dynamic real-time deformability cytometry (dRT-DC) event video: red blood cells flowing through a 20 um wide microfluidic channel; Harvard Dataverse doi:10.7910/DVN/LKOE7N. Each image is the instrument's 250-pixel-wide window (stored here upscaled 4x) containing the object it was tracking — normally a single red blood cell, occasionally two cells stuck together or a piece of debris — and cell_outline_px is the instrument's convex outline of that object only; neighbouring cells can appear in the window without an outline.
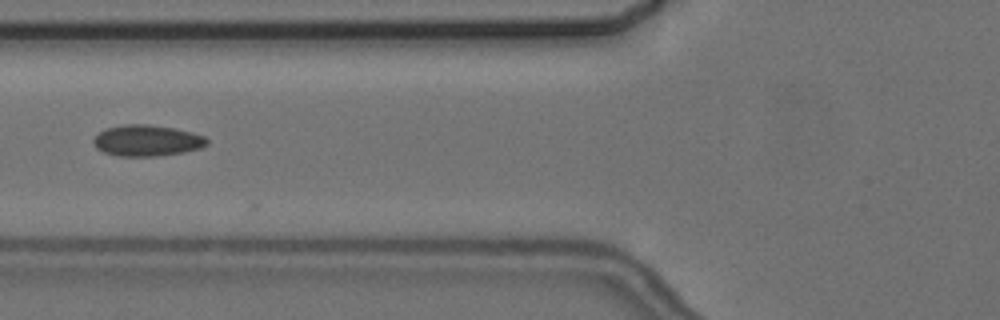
{"species": "common noctule bat (a hibernating species)", "species_latin": "Nyctalus noctula", "temperature_condition": "cold", "stored_images_in_passage": 14, "camera_frame_rate_fps": 3000, "um_per_image_px": 0.085, "animal": {"sex": "female", "body_mass_g": 24.6, "forearm_length_mm": 56.2}, "frame": {"image": 1, "passage_image": 8, "time_ms": 9.667, "image_size_px": [1000, 320], "cell_outline_px": [[208, 144], [200, 148], [184, 152], [156, 156], [116, 156], [104, 152], [96, 148], [92, 140], [100, 132], [108, 128], [124, 124], [148, 124], [176, 128], [192, 132], [204, 136], [208, 140]], "centroid_in_image_um": [12.5, 11.95], "position_along_channel_um": 113.3, "area_um2": 20.63}}
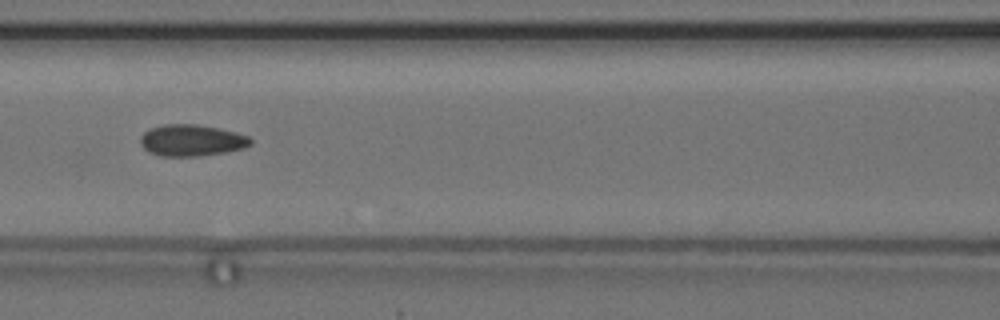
{"frame": {"image": 2, "passage_image": 9, "time_ms": 10.667, "image_size_px": [1000, 320], "cell_outline_px": [[252, 144], [244, 148], [228, 152], [196, 156], [160, 156], [148, 152], [140, 144], [140, 136], [144, 132], [152, 128], [164, 124], [196, 124], [220, 128], [236, 132], [248, 136], [252, 140]], "centroid_in_image_um": [16.3, 11.93], "position_along_channel_um": 150.3, "area_um2": 20.4}}